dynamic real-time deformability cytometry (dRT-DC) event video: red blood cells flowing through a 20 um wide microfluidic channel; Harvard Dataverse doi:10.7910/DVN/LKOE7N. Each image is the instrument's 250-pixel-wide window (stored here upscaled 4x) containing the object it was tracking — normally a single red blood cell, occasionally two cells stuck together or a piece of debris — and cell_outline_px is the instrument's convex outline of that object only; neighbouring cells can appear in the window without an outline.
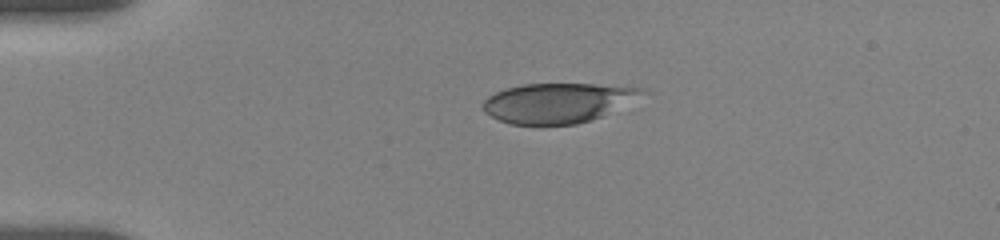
{"species": "human", "species_latin": "Homo sapiens", "temperature_condition": "room temperature", "stored_images_in_passage": 21, "camera_frame_rate_fps": 3000, "um_per_image_px": 0.085, "donor": {"sex": "female"}, "frame": {"image": 1, "passage_image": 1, "time_ms": 0.0, "image_size_px": [1000, 240], "cell_outline_px": [[648, 92], [592, 120], [576, 124], [508, 124], [484, 112], [484, 100], [488, 96], [504, 88], [524, 84], [592, 84], [640, 88]], "centroid_in_image_um": [47.34, 8.74], "position_along_channel_um": 37.7, "area_um2": 36.18}}
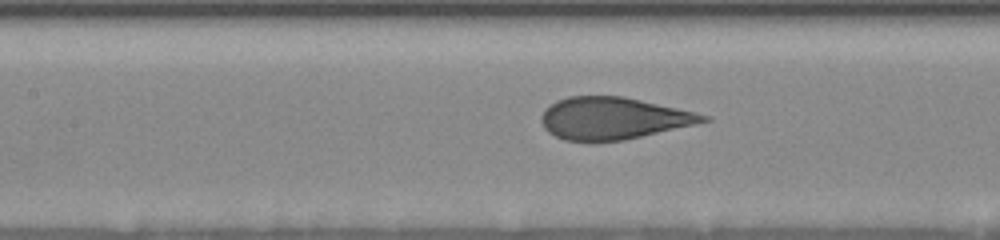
{"frame": {"image": 2, "passage_image": 11, "time_ms": 4.333, "image_size_px": [1000, 240], "cell_outline_px": [[712, 120], [696, 124], [624, 140], [592, 144], [564, 140], [548, 132], [544, 128], [540, 120], [540, 116], [556, 100], [568, 96], [620, 96], [640, 100], [696, 112], [712, 116]], "centroid_in_image_um": [52.1, 10.09], "position_along_channel_um": 155.3, "area_um2": 40.11}}
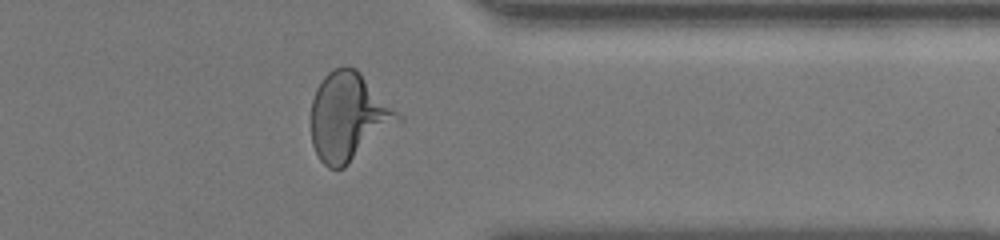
{"frame": {"image": 3, "passage_image": 18, "time_ms": 10.667, "image_size_px": [1000, 240], "cell_outline_px": [[404, 120], [344, 168], [328, 168], [320, 160], [312, 144], [312, 100], [316, 88], [324, 76], [332, 68], [344, 64], [348, 64], [356, 68], [360, 72]], "centroid_in_image_um": [29.62, 9.92], "position_along_channel_um": 381.8, "area_um2": 44.56}, "authors_computed_cell_mechanics": {"area_um2": 40.46, "velocity_mm_per_s": 3.6742, "shape_relaxation_time_tau1_ms": 5.3475, "shape_relaxation_time_tau2_ms": null, "deformation_change_tau1": 0.1874, "deformation_change_tau2": null}}